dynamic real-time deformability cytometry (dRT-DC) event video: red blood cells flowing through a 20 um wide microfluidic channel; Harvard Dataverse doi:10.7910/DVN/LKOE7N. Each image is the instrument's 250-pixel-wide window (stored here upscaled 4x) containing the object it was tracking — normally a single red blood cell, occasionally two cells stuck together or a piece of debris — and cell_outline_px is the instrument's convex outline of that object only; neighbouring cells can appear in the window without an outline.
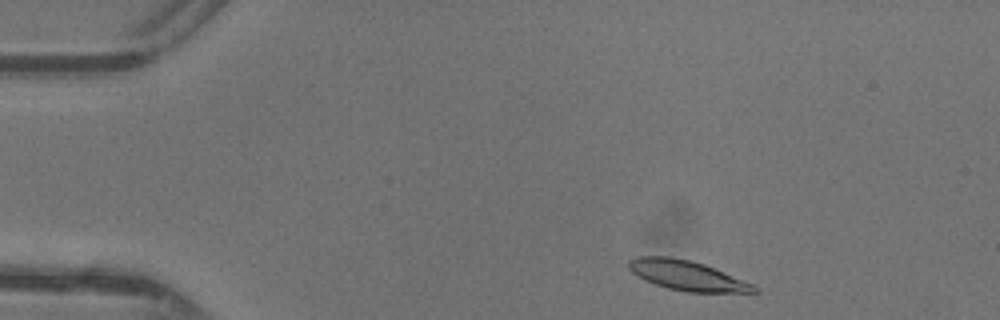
{"species": "common noctule bat (a hibernating species)", "species_latin": "Nyctalus noctula", "temperature_condition": "warm", "stored_images_in_passage": 42, "camera_frame_rate_fps": 3000, "um_per_image_px": 0.085, "animal": {"sex": "female"}, "frame": {"image": 1, "passage_image": 2, "time_ms": 0.333, "image_size_px": [1000, 320], "cell_outline_px": [[760, 292], [688, 292], [668, 288], [644, 280], [636, 276], [628, 268], [628, 260], [636, 256], [668, 256], [692, 260], [704, 264], [752, 284], [760, 288]], "centroid_in_image_um": [58.35, 23.4], "position_along_channel_um": 26.6, "area_um2": 21.73}}
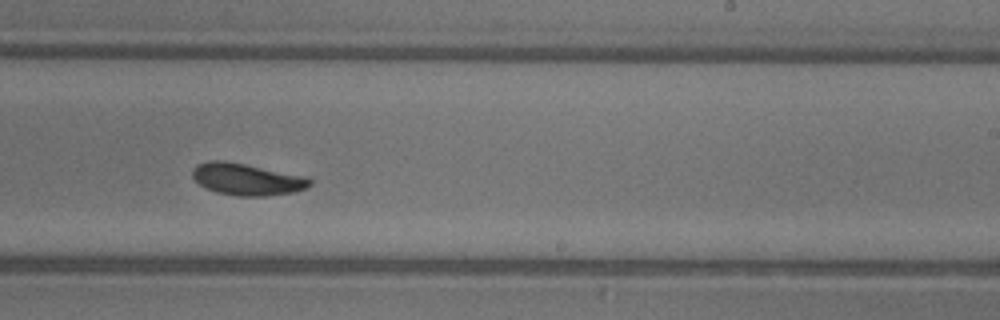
{"frame": {"image": 2, "passage_image": 24, "time_ms": 7.667, "image_size_px": [1000, 320], "cell_outline_px": [[312, 184], [308, 188], [292, 192], [268, 196], [240, 196], [216, 192], [204, 188], [192, 176], [192, 168], [196, 164], [208, 160], [224, 160], [308, 176], [312, 180]], "centroid_in_image_um": [21.0, 15.23], "position_along_channel_um": 268.0, "area_um2": 22.08}}
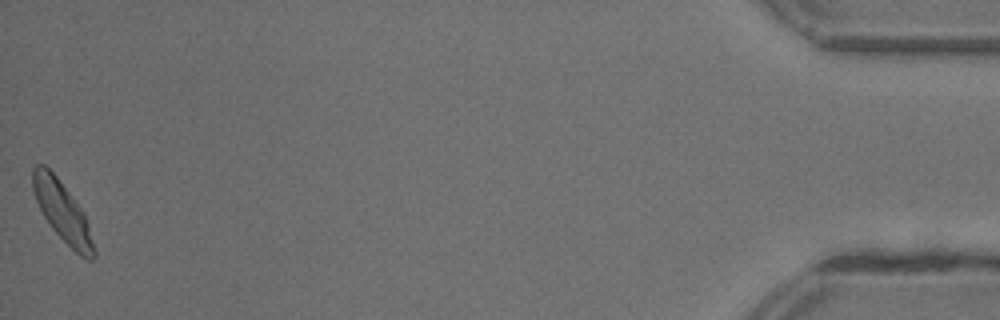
{"frame": {"image": 3, "passage_image": 42, "time_ms": 13.667, "image_size_px": [1000, 320], "cell_outline_px": [[96, 256], [92, 260], [88, 260], [80, 256], [52, 228], [44, 216], [36, 200], [32, 188], [32, 168], [36, 164], [44, 164], [56, 176], [84, 212], [88, 224], [96, 252]], "centroid_in_image_um": [5.31, 17.99], "position_along_channel_um": 429.9, "area_um2": 20.98}, "authors_computed_cell_mechanics": {"area_um2": 21.3571, "velocity_mm_per_s": 4.3398, "shape_relaxation_time_tau1_ms": 2.4374, "shape_relaxation_time_tau2_ms": 2.3972, "deformation_change_tau1": 0.1349, "deformation_change_tau2": 0.0767}}